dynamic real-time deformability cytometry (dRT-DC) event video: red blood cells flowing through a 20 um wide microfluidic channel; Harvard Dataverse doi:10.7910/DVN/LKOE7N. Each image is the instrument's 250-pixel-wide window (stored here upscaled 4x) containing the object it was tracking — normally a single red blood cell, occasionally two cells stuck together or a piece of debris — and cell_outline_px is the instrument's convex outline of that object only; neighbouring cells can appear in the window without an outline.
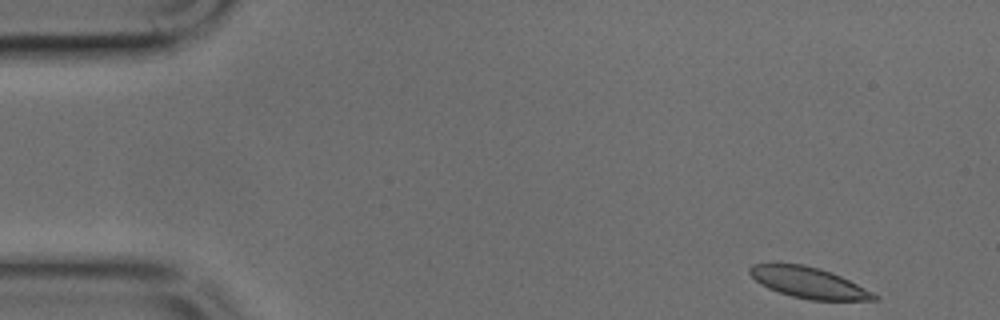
{"species": "common noctule bat (a hibernating species)", "species_latin": "Nyctalus noctula", "temperature_condition": "cold", "stored_images_in_passage": 11, "camera_frame_rate_fps": 3000, "um_per_image_px": 0.085, "animal": {"sex": "male", "body_mass_g": 17.9, "forearm_length_mm": 54.2}, "frame": {"image": 1, "passage_image": 1, "time_ms": 0.0, "image_size_px": [1000, 320], "cell_outline_px": [[880, 296], [876, 300], [812, 300], [792, 296], [768, 288], [760, 284], [748, 272], [748, 268], [752, 264], [804, 264], [820, 268], [832, 272]], "centroid_in_image_um": [68.73, 24.02], "position_along_channel_um": 16.3, "area_um2": 22.14}}
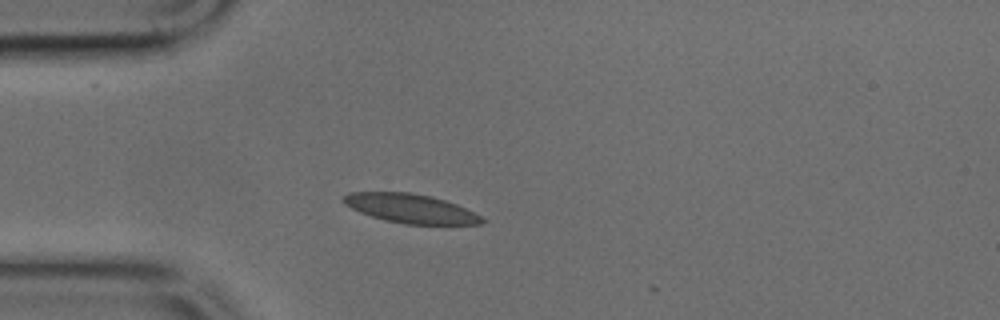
{"frame": {"image": 2, "passage_image": 10, "time_ms": 3.0, "image_size_px": [1000, 320], "cell_outline_px": [[484, 220], [480, 224], [404, 224], [384, 220], [360, 212], [344, 204], [340, 200], [348, 192], [408, 192], [432, 196], [456, 204], [480, 216]], "centroid_in_image_um": [34.84, 17.71], "position_along_channel_um": 50.2, "area_um2": 23.24}}